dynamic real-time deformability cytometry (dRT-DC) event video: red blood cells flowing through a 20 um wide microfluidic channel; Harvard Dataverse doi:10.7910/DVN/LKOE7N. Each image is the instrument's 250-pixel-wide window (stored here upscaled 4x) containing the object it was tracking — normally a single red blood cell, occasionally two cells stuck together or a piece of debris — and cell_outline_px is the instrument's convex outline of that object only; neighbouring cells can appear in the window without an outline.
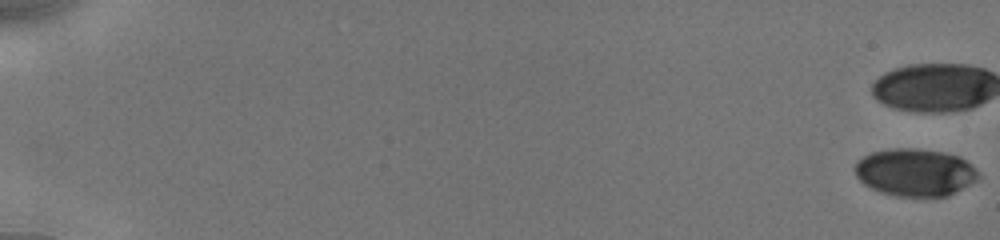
{"species": "human", "species_latin": "Homo sapiens", "temperature_condition": "cold", "stored_images_in_passage": 11, "camera_frame_rate_fps": 3000, "um_per_image_px": 0.085, "donor": {"sex": "male"}, "frame": {"image": 1, "passage_image": 1, "time_ms": 0.0, "image_size_px": [1000, 240], "cell_outline_px": [[980, 176], [976, 180], [948, 196], [896, 196], [880, 192], [864, 184], [856, 176], [856, 160], [872, 152], [892, 148], [916, 148], [944, 152], [960, 156], [972, 164], [976, 168]], "centroid_in_image_um": [77.79, 14.64], "position_along_channel_um": 7.2, "area_um2": 34.22}}